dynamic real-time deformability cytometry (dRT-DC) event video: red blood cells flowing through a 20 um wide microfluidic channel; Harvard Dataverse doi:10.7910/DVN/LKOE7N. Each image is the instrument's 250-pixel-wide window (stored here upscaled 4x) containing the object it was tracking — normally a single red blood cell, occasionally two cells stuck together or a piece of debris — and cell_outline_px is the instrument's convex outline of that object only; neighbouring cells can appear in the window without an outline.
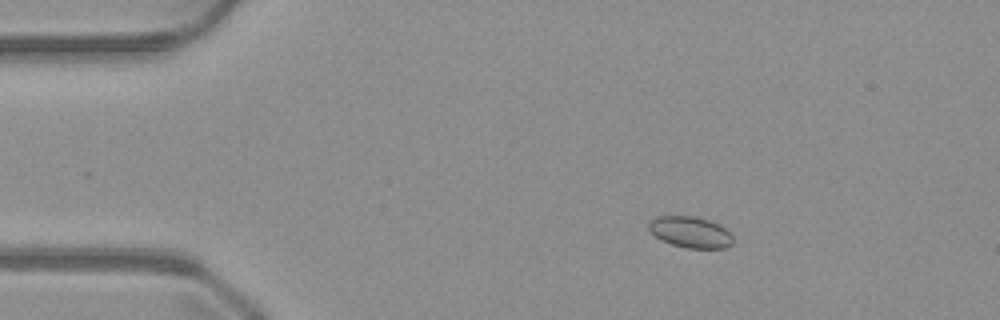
{"species": "common noctule bat (a hibernating species)", "species_latin": "Nyctalus noctula", "temperature_condition": "warm", "stored_images_in_passage": 51, "camera_frame_rate_fps": 3000, "um_per_image_px": 0.085, "animal": {"sex": "male", "body_mass_g": 23.1, "forearm_length_mm": 52.7}, "frame": {"image": 1, "passage_image": 9, "time_ms": 2.667, "image_size_px": [1000, 320], "cell_outline_px": [[732, 244], [724, 248], [688, 248], [672, 244], [660, 240], [648, 228], [648, 224], [656, 216], [696, 216], [712, 220], [720, 224], [732, 236]], "centroid_in_image_um": [58.69, 19.72], "position_along_channel_um": 26.3, "area_um2": 15.32}}
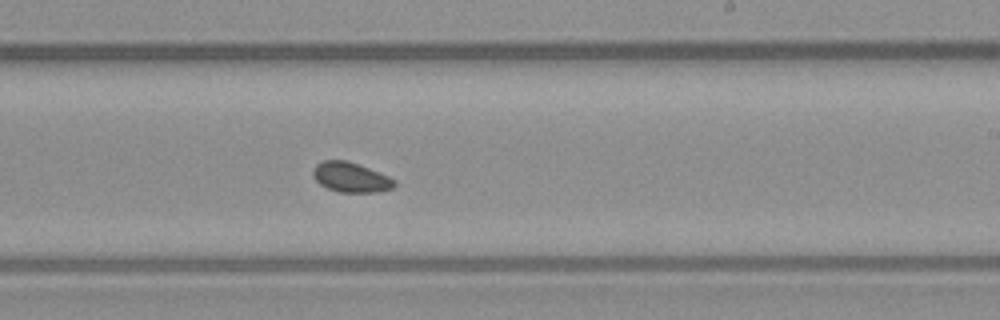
{"frame": {"image": 2, "passage_image": 31, "time_ms": 10.0, "image_size_px": [1000, 320], "cell_outline_px": [[396, 184], [392, 188], [376, 192], [340, 192], [328, 188], [320, 184], [312, 176], [312, 168], [316, 164], [324, 160], [348, 160], [388, 176], [396, 180]], "centroid_in_image_um": [29.79, 15.06], "position_along_channel_um": 259.2, "area_um2": 14.16}}
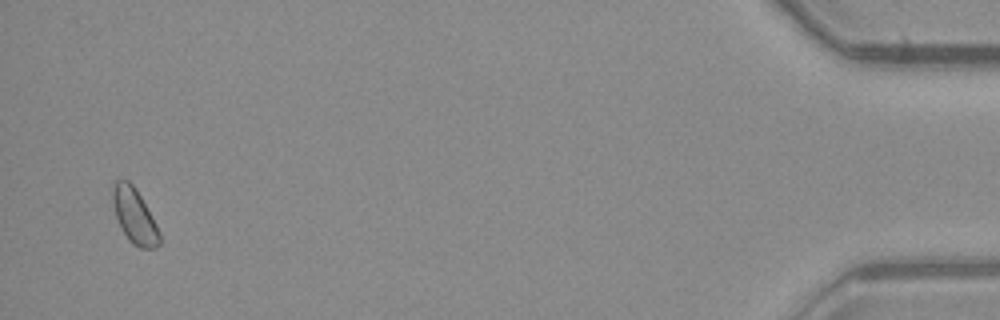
{"frame": {"image": 3, "passage_image": 50, "time_ms": 16.333, "image_size_px": [1000, 320], "cell_outline_px": [[160, 244], [156, 248], [140, 248], [132, 244], [128, 240], [116, 216], [112, 200], [112, 188], [116, 180], [128, 180], [136, 188], [156, 224], [160, 232]], "centroid_in_image_um": [11.44, 18.36], "position_along_channel_um": 423.8, "area_um2": 14.85}}